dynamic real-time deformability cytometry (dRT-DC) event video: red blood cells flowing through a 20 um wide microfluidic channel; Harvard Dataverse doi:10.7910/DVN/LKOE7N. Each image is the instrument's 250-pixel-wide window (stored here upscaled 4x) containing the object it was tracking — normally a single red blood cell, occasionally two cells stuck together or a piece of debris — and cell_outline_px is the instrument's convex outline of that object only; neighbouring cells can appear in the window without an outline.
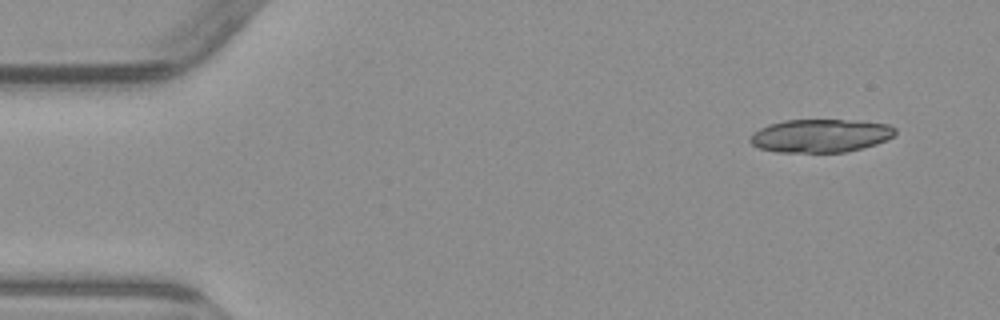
{"species": "common noctule bat (a hibernating species)", "species_latin": "Nyctalus noctula", "temperature_condition": "warm", "stored_images_in_passage": 6, "camera_frame_rate_fps": 3000, "um_per_image_px": 0.085, "animal": {"sex": "male", "body_mass_g": 23.1, "forearm_length_mm": 52.7}, "frame": {"image": 1, "passage_image": 1, "time_ms": 0.0, "image_size_px": [1000, 320], "cell_outline_px": [[896, 132], [892, 136], [876, 144], [844, 152], [776, 152], [760, 148], [752, 144], [748, 140], [752, 132], [768, 124], [784, 120], [844, 120], [888, 124], [896, 128]], "centroid_in_image_um": [69.68, 11.53], "position_along_channel_um": 15.3, "area_um2": 27.92}}
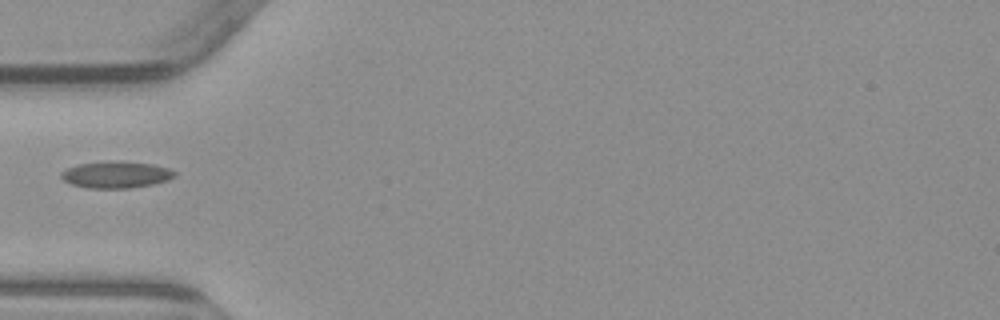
{"frame": {"image": 2, "passage_image": 5, "time_ms": 4.667, "image_size_px": [1000, 320], "cell_outline_px": [[176, 176], [168, 180], [152, 184], [128, 188], [88, 188], [72, 184], [64, 180], [60, 176], [60, 172], [68, 168], [80, 164], [120, 160], [152, 164], [168, 168], [176, 172]], "centroid_in_image_um": [9.88, 14.84], "position_along_channel_um": 75.1, "area_um2": 17.57}}
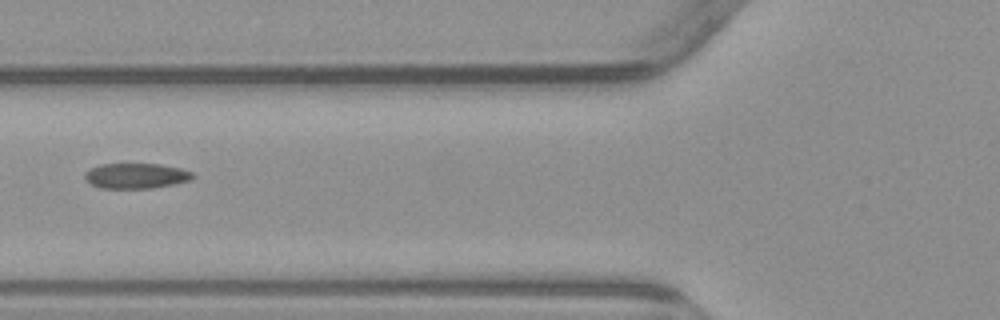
{"frame": {"image": 3, "passage_image": 6, "time_ms": 5.667, "image_size_px": [1000, 320], "cell_outline_px": [[196, 176], [188, 180], [172, 184], [152, 188], [100, 188], [92, 184], [84, 176], [84, 172], [100, 164], [160, 164], [180, 168], [192, 172]], "centroid_in_image_um": [11.56, 14.94], "position_along_channel_um": 114.2, "area_um2": 15.72}}